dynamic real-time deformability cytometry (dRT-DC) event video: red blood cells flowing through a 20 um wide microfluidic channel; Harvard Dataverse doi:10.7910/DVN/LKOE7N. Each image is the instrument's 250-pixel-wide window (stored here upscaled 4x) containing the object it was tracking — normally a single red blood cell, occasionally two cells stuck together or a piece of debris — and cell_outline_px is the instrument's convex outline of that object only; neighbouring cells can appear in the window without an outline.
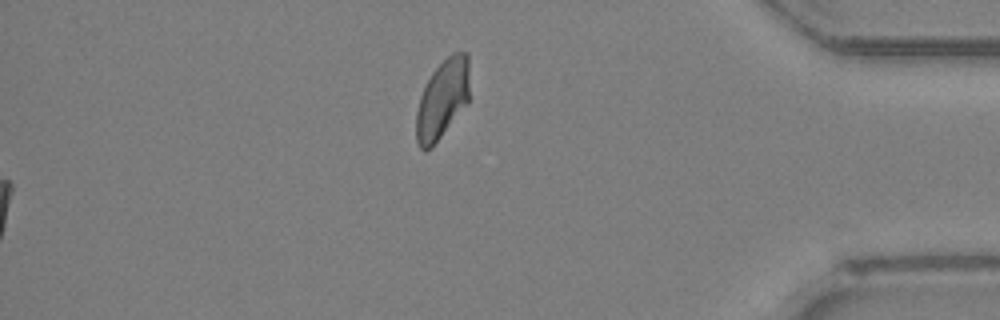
{"species": "Egyptian fruit bat (a non-hibernating species)", "species_latin": "Rousettus aegyptiacus", "temperature_condition": "room temperature", "stored_images_in_passage": 39, "segment_of_instrument_passage": [2, 2], "camera_frame_rate_fps": 3000, "um_per_image_px": 0.085, "animal": {"sex": "female"}, "frame": {"image": 1, "passage_image": 39, "time_ms": 12.667, "image_size_px": [1000, 320], "cell_outline_px": [[468, 104], [432, 148], [424, 152], [420, 148], [416, 140], [416, 112], [420, 96], [432, 72], [452, 52], [468, 52]], "centroid_in_image_um": [37.6, 8.47], "position_along_channel_um": 397.6, "area_um2": 24.68}}